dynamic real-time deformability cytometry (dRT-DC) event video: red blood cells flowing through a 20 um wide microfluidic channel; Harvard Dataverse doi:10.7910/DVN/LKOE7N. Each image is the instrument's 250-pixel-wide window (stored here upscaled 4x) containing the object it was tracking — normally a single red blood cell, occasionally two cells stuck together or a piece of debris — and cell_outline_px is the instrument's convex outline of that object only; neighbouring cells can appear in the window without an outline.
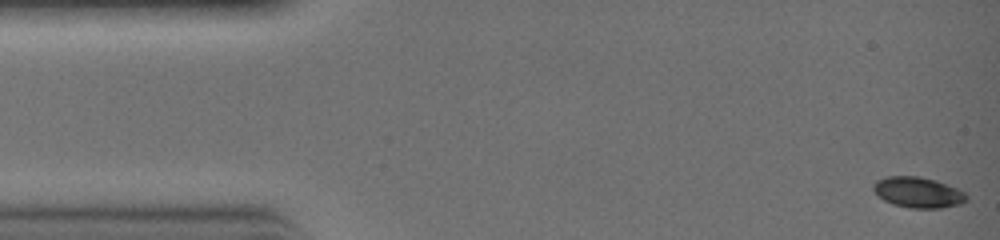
{"species": "common noctule bat (a hibernating species)", "species_latin": "Nyctalus noctula", "temperature_condition": "warm", "stored_images_in_passage": 5, "camera_frame_rate_fps": 3000, "um_per_image_px": 0.085, "animal": {"sex": "female", "body_mass_g": 19.0, "forearm_length_mm": 51.5}, "frame": {"image": 1, "passage_image": 1, "time_ms": 0.0, "image_size_px": [1000, 240], "cell_outline_px": [[968, 200], [960, 204], [940, 208], [908, 208], [892, 204], [884, 200], [872, 188], [872, 184], [876, 180], [888, 176], [920, 176], [936, 180], [956, 188], [964, 192], [968, 196]], "centroid_in_image_um": [78.03, 16.35], "position_along_channel_um": 7.0, "area_um2": 16.7}}
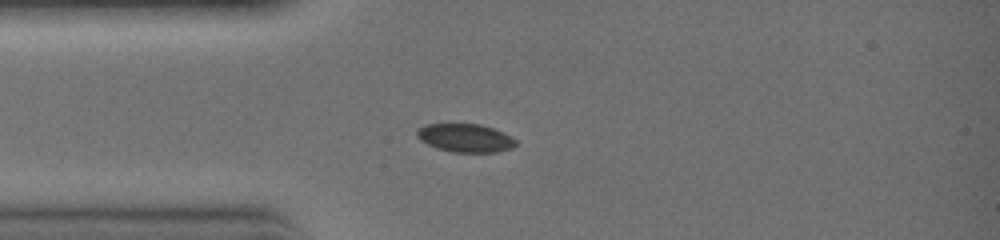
{"frame": {"image": 2, "passage_image": 4, "time_ms": 1.0, "image_size_px": [1000, 240], "cell_outline_px": [[516, 144], [512, 148], [496, 152], [452, 152], [436, 148], [420, 140], [416, 136], [416, 128], [424, 124], [480, 124], [504, 132], [512, 136], [516, 140]], "centroid_in_image_um": [39.53, 11.72], "position_along_channel_um": 45.5, "area_um2": 16.47}}